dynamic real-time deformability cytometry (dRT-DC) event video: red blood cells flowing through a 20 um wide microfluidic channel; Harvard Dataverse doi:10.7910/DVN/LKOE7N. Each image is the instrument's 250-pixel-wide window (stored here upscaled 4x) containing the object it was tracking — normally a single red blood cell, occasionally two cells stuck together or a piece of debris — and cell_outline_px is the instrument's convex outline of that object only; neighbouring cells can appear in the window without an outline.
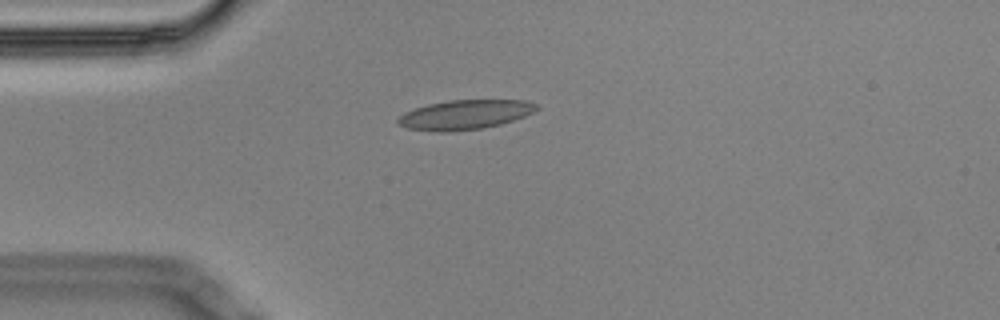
{"species": "Egyptian fruit bat (a non-hibernating species)", "species_latin": "Rousettus aegyptiacus", "temperature_condition": "cold", "stored_images_in_passage": 6, "camera_frame_rate_fps": 3000, "um_per_image_px": 0.085, "animal": {"sex": "male"}, "frame": {"image": 1, "passage_image": 1, "time_ms": 0.0, "image_size_px": [1000, 320], "cell_outline_px": [[540, 108], [524, 116], [500, 124], [480, 128], [444, 132], [436, 132], [408, 128], [396, 124], [396, 120], [404, 112], [428, 104], [448, 100], [524, 100], [536, 104]], "centroid_in_image_um": [39.48, 9.74], "position_along_channel_um": 45.5, "area_um2": 23.64}}
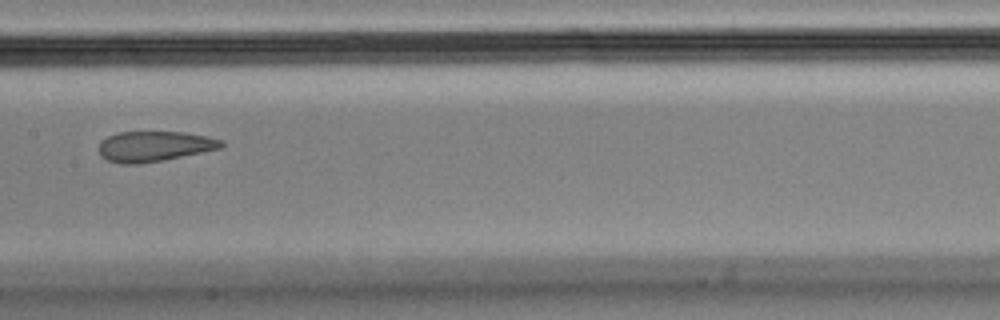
{"frame": {"image": 2, "passage_image": 5, "time_ms": 1.333, "image_size_px": [1000, 320], "cell_outline_px": [[224, 144], [220, 148], [164, 160], [140, 164], [120, 164], [108, 160], [100, 156], [100, 140], [108, 136], [120, 132], [184, 132], [208, 136], [224, 140]], "centroid_in_image_um": [13.12, 12.44], "position_along_channel_um": 194.3, "area_um2": 21.68}}
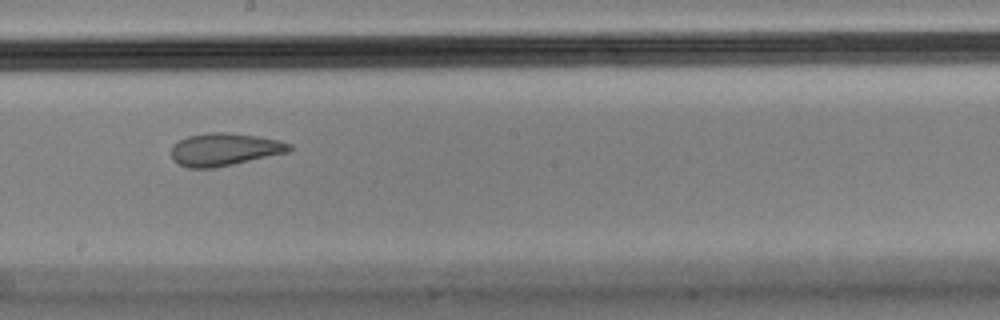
{"frame": {"image": 3, "passage_image": 6, "time_ms": 1.667, "image_size_px": [1000, 320], "cell_outline_px": [[292, 148], [288, 152], [216, 168], [188, 168], [176, 164], [172, 160], [172, 144], [188, 136], [208, 132], [224, 132], [256, 136], [280, 140], [292, 144]], "centroid_in_image_um": [19.06, 12.71], "position_along_channel_um": 229.1, "area_um2": 22.6}}